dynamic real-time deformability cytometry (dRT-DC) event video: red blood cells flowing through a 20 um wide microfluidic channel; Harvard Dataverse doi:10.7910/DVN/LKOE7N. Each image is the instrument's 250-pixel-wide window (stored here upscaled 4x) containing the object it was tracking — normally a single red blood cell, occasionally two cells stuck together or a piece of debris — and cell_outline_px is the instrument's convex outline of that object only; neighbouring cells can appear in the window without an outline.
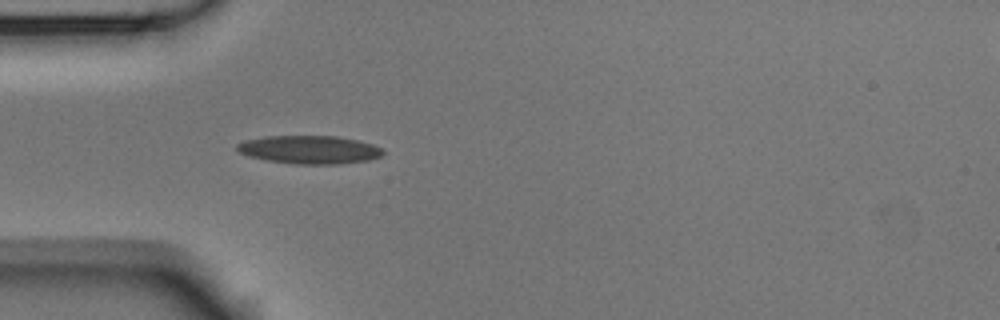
{"species": "Egyptian fruit bat (a non-hibernating species)", "species_latin": "Rousettus aegyptiacus", "temperature_condition": "room temperature", "stored_images_in_passage": 4, "camera_frame_rate_fps": 3000, "um_per_image_px": 0.085, "animal": {"sex": "male"}, "frame": {"image": 1, "passage_image": 4, "time_ms": 1.0, "image_size_px": [1000, 320], "cell_outline_px": [[384, 152], [380, 156], [368, 160], [336, 164], [296, 164], [264, 160], [248, 156], [240, 152], [236, 148], [236, 144], [244, 140], [264, 136], [336, 136], [360, 140], [372, 144], [380, 148]], "centroid_in_image_um": [26.26, 12.71], "position_along_channel_um": 58.7, "area_um2": 24.04}}